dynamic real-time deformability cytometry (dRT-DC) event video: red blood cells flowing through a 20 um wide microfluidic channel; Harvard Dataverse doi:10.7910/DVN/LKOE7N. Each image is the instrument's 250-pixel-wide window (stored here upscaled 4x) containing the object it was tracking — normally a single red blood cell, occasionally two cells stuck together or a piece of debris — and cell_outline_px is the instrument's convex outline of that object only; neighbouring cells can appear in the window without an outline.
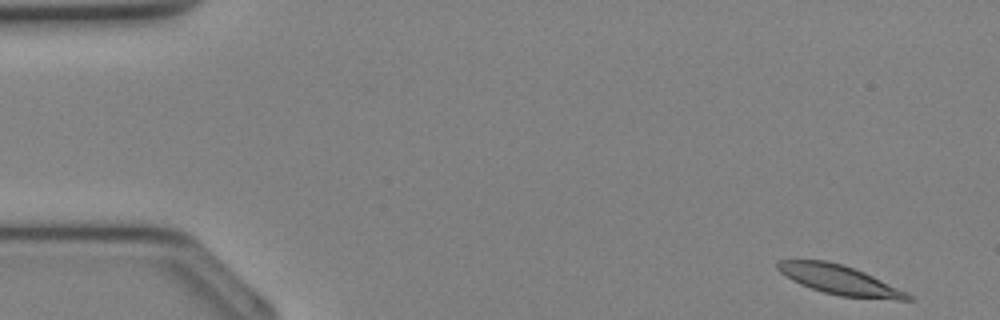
{"species": "Egyptian fruit bat (a non-hibernating species)", "species_latin": "Rousettus aegyptiacus", "temperature_condition": "cold", "stored_images_in_passage": 34, "camera_frame_rate_fps": 3000, "um_per_image_px": 0.085, "animal": {"sex": "female"}, "frame": {"image": 1, "passage_image": 1, "time_ms": 0.0, "image_size_px": [1000, 320], "cell_outline_px": [[916, 300], [896, 300], [840, 296], [824, 292], [800, 284], [792, 280], [780, 272], [776, 268], [776, 264], [780, 260], [828, 260], [844, 264], [864, 272], [912, 296]], "centroid_in_image_um": [71.32, 23.78], "position_along_channel_um": 13.7, "area_um2": 22.02}}
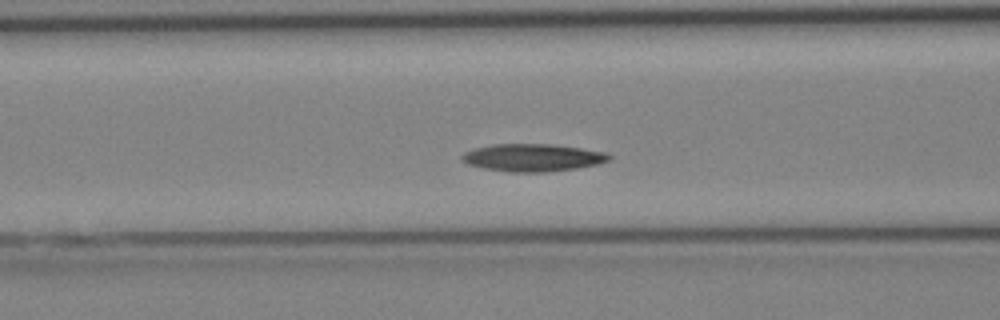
{"frame": {"image": 2, "passage_image": 13, "time_ms": 4.0, "image_size_px": [1000, 320], "cell_outline_px": [[612, 156], [608, 160], [596, 164], [576, 168], [544, 172], [508, 172], [484, 168], [468, 164], [460, 160], [460, 156], [464, 152], [476, 148], [492, 144], [552, 144], [608, 152]], "centroid_in_image_um": [45.25, 13.39], "position_along_channel_um": 121.3, "area_um2": 23.58}}
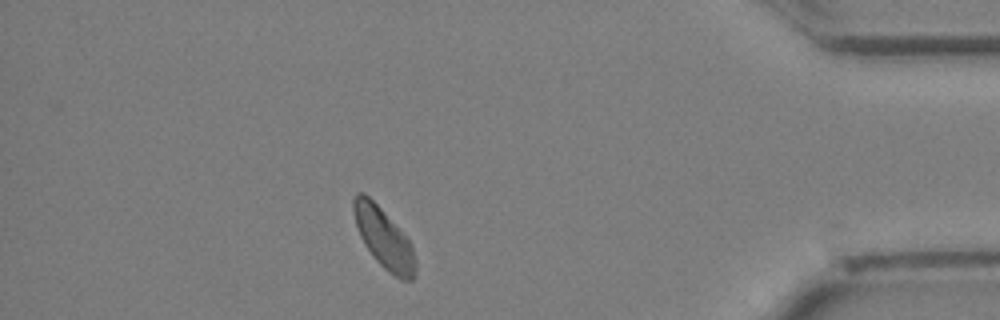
{"frame": {"image": 3, "passage_image": 30, "time_ms": 9.667, "image_size_px": [1000, 320], "cell_outline_px": [[416, 272], [412, 280], [400, 280], [388, 272], [376, 260], [364, 244], [360, 236], [356, 224], [352, 208], [352, 200], [356, 192], [364, 192], [380, 208], [412, 244], [416, 260]], "centroid_in_image_um": [32.62, 20.27], "position_along_channel_um": 402.6, "area_um2": 21.5}}